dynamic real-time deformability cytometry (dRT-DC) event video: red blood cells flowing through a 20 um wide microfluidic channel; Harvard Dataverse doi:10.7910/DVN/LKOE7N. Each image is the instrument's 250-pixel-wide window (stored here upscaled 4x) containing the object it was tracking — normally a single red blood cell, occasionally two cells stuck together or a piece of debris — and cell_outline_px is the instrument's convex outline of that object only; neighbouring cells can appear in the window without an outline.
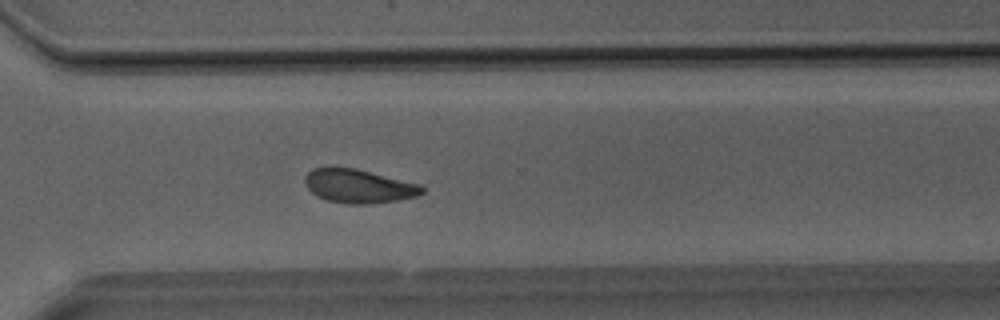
{"species": "Egyptian fruit bat (a non-hibernating species)", "species_latin": "Rousettus aegyptiacus", "temperature_condition": "room temperature", "stored_images_in_passage": 39, "camera_frame_rate_fps": 3000, "um_per_image_px": 0.085, "animal": {"sex": "male"}, "frame": {"image": 1, "passage_image": 28, "time_ms": 9.0, "image_size_px": [1000, 320], "cell_outline_px": [[424, 192], [416, 196], [396, 200], [372, 204], [348, 204], [328, 200], [316, 196], [304, 184], [304, 176], [312, 168], [332, 164], [356, 168], [420, 184], [424, 188]], "centroid_in_image_um": [30.42, 15.78], "position_along_channel_um": 340.2, "area_um2": 23.58}}
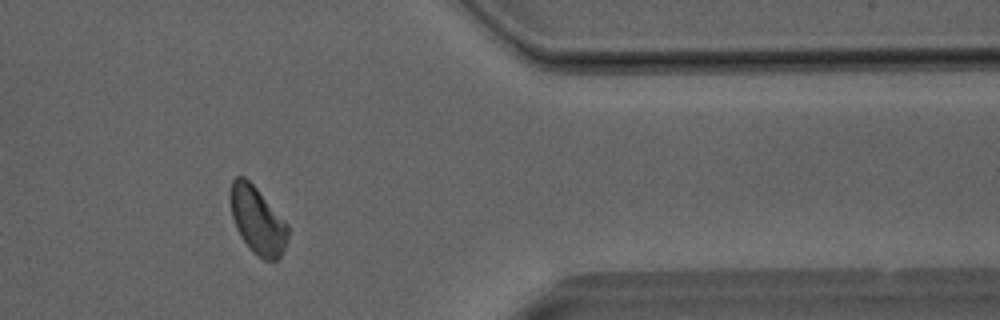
{"frame": {"image": 2, "passage_image": 32, "time_ms": 10.333, "image_size_px": [1000, 320], "cell_outline_px": [[288, 236], [284, 248], [280, 256], [276, 260], [264, 260], [256, 256], [248, 248], [240, 236], [236, 228], [232, 216], [228, 200], [228, 196], [232, 180], [236, 176], [244, 176], [256, 188], [288, 224]], "centroid_in_image_um": [21.84, 18.73], "position_along_channel_um": 389.6, "area_um2": 22.72}}
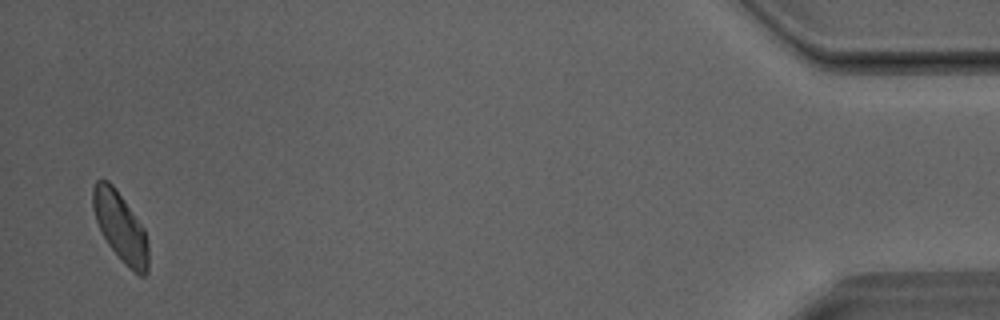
{"frame": {"image": 3, "passage_image": 38, "time_ms": 12.333, "image_size_px": [1000, 320], "cell_outline_px": [[148, 272], [144, 276], [140, 276], [128, 268], [108, 244], [96, 220], [92, 208], [92, 188], [96, 180], [108, 180], [116, 188], [144, 228], [148, 244]], "centroid_in_image_um": [10.24, 19.28], "position_along_channel_um": 425.0, "area_um2": 22.31}}